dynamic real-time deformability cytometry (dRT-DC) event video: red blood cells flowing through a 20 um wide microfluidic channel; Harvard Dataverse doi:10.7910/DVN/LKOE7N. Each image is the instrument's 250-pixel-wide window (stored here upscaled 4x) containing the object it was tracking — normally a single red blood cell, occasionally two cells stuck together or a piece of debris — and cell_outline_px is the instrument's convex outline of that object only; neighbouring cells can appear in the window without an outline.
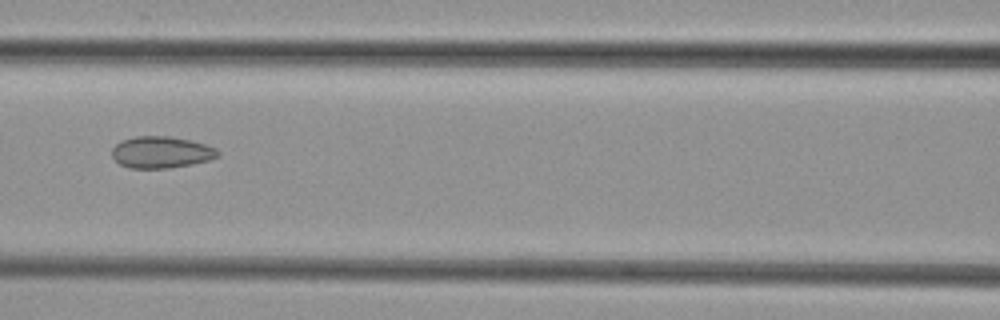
{"species": "common noctule bat (a hibernating species)", "species_latin": "Nyctalus noctula", "temperature_condition": "cold", "stored_images_in_passage": 7, "camera_frame_rate_fps": 3000, "um_per_image_px": 0.085, "animal": {"sex": "female", "body_mass_g": 29.2, "forearm_length_mm": 56.3}, "frame": {"image": 1, "passage_image": 5, "time_ms": 4.667, "image_size_px": [1000, 320], "cell_outline_px": [[220, 156], [208, 160], [192, 164], [168, 168], [132, 168], [120, 164], [112, 156], [112, 148], [116, 144], [124, 140], [136, 136], [172, 136], [192, 140], [216, 148], [220, 152]], "centroid_in_image_um": [13.74, 12.93], "position_along_channel_um": 152.9, "area_um2": 19.54}}
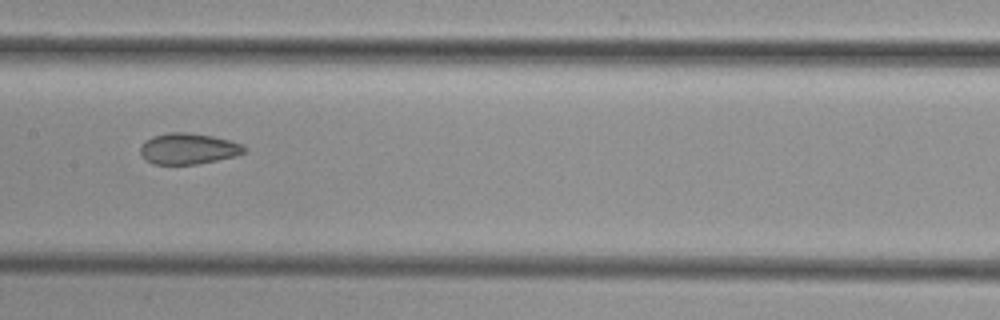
{"frame": {"image": 2, "passage_image": 6, "time_ms": 5.667, "image_size_px": [1000, 320], "cell_outline_px": [[248, 148], [244, 152], [236, 156], [196, 164], [152, 164], [144, 160], [140, 152], [140, 148], [144, 140], [152, 136], [168, 132], [184, 132], [212, 136], [228, 140], [240, 144]], "centroid_in_image_um": [15.95, 12.64], "position_along_channel_um": 191.4, "area_um2": 18.79}}
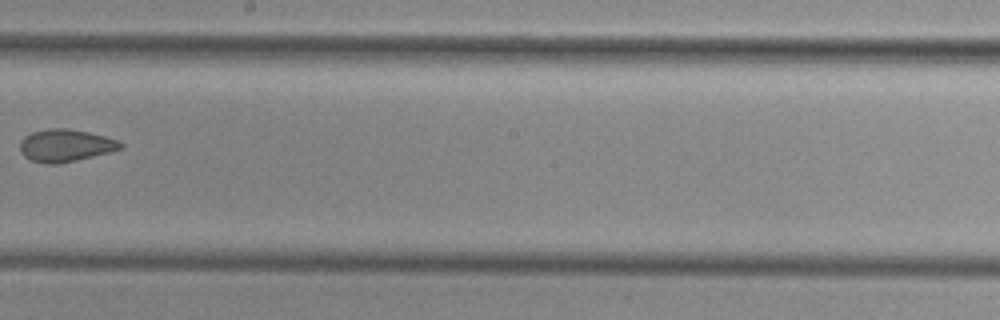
{"frame": {"image": 3, "passage_image": 7, "time_ms": 7.0, "image_size_px": [1000, 320], "cell_outline_px": [[124, 148], [60, 164], [48, 164], [32, 160], [24, 156], [20, 152], [20, 140], [24, 136], [32, 132], [48, 128], [64, 128], [88, 132], [120, 140], [124, 144]], "centroid_in_image_um": [5.56, 12.36], "position_along_channel_um": 242.6, "area_um2": 19.02}}